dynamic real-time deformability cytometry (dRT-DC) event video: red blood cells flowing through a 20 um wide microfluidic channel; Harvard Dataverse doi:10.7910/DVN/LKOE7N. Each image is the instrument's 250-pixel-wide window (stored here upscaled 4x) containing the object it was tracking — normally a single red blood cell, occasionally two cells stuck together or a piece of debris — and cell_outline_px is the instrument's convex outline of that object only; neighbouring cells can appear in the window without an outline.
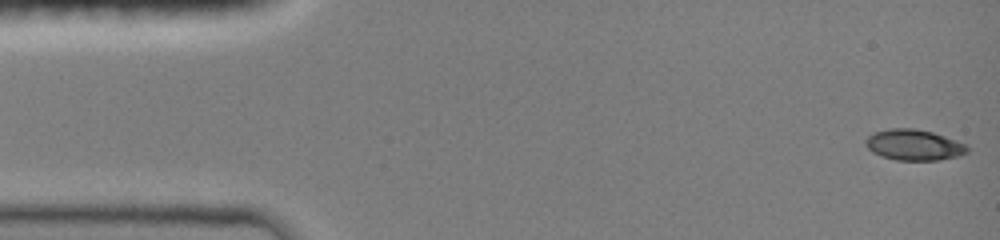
{"species": "common noctule bat (a hibernating species)", "species_latin": "Nyctalus noctula", "temperature_condition": "room temperature", "stored_images_in_passage": 47, "camera_frame_rate_fps": 3000, "um_per_image_px": 0.085, "animal": {"sex": "female", "body_mass_g": 19.0, "forearm_length_mm": 51.5}, "frame": {"image": 1, "passage_image": 1, "time_ms": 0.0, "image_size_px": [1000, 240], "cell_outline_px": [[968, 152], [956, 156], [940, 160], [896, 160], [880, 156], [872, 152], [864, 144], [864, 140], [868, 136], [876, 132], [888, 128], [912, 128], [932, 132], [944, 136], [964, 144], [968, 148]], "centroid_in_image_um": [77.63, 12.32], "position_along_channel_um": 7.4, "area_um2": 18.15}}
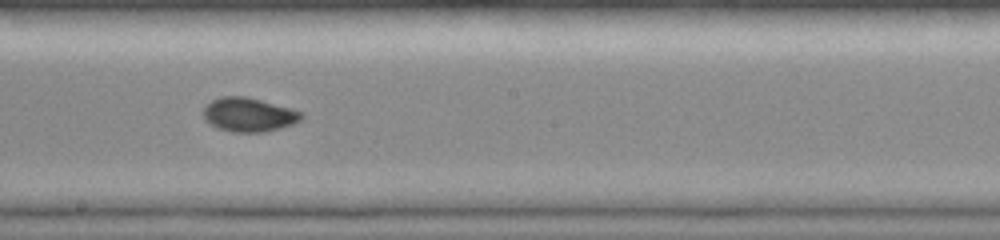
{"frame": {"image": 2, "passage_image": 26, "time_ms": 8.333, "image_size_px": [1000, 240], "cell_outline_px": [[304, 116], [300, 120], [292, 124], [280, 128], [264, 132], [232, 132], [216, 128], [204, 116], [204, 108], [212, 100], [220, 96], [244, 96], [292, 108], [304, 112]], "centroid_in_image_um": [21.18, 9.75], "position_along_channel_um": 227.0, "area_um2": 19.31}}
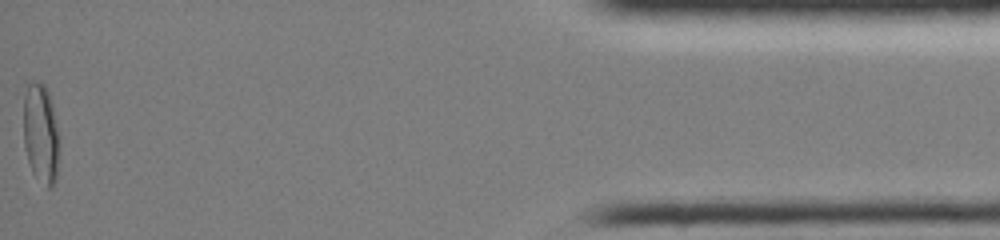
{"frame": {"image": 3, "passage_image": 47, "time_ms": 15.333, "image_size_px": [1000, 240], "cell_outline_px": [[60, 136], [56, 180], [48, 188], [32, 172], [24, 148], [24, 96], [28, 84], [32, 80], [44, 84], [48, 92], [52, 104]], "centroid_in_image_um": [3.48, 11.33], "position_along_channel_um": 431.7, "area_um2": 20.87}}